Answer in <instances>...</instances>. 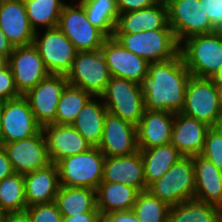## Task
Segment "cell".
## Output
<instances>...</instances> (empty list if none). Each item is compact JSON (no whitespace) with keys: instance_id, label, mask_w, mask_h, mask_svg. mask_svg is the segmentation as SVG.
I'll return each mask as SVG.
<instances>
[{"instance_id":"1","label":"cell","mask_w":222,"mask_h":222,"mask_svg":"<svg viewBox=\"0 0 222 222\" xmlns=\"http://www.w3.org/2000/svg\"><path fill=\"white\" fill-rule=\"evenodd\" d=\"M190 76L181 54L173 59L149 62L148 74L139 83L145 109L181 112Z\"/></svg>"},{"instance_id":"2","label":"cell","mask_w":222,"mask_h":222,"mask_svg":"<svg viewBox=\"0 0 222 222\" xmlns=\"http://www.w3.org/2000/svg\"><path fill=\"white\" fill-rule=\"evenodd\" d=\"M180 54L192 76L211 78L222 66V31L189 37L180 44Z\"/></svg>"},{"instance_id":"3","label":"cell","mask_w":222,"mask_h":222,"mask_svg":"<svg viewBox=\"0 0 222 222\" xmlns=\"http://www.w3.org/2000/svg\"><path fill=\"white\" fill-rule=\"evenodd\" d=\"M105 159L98 147H91L83 153L60 159L56 163L60 185L96 190L102 182Z\"/></svg>"},{"instance_id":"4","label":"cell","mask_w":222,"mask_h":222,"mask_svg":"<svg viewBox=\"0 0 222 222\" xmlns=\"http://www.w3.org/2000/svg\"><path fill=\"white\" fill-rule=\"evenodd\" d=\"M114 37L125 49L148 62L173 59L180 54V44L172 30L114 33Z\"/></svg>"},{"instance_id":"5","label":"cell","mask_w":222,"mask_h":222,"mask_svg":"<svg viewBox=\"0 0 222 222\" xmlns=\"http://www.w3.org/2000/svg\"><path fill=\"white\" fill-rule=\"evenodd\" d=\"M58 28L73 43L77 51L101 49L107 36L88 20L83 5L68 0L59 17Z\"/></svg>"},{"instance_id":"6","label":"cell","mask_w":222,"mask_h":222,"mask_svg":"<svg viewBox=\"0 0 222 222\" xmlns=\"http://www.w3.org/2000/svg\"><path fill=\"white\" fill-rule=\"evenodd\" d=\"M147 190L169 206L194 199L195 178L192 157L180 158Z\"/></svg>"},{"instance_id":"7","label":"cell","mask_w":222,"mask_h":222,"mask_svg":"<svg viewBox=\"0 0 222 222\" xmlns=\"http://www.w3.org/2000/svg\"><path fill=\"white\" fill-rule=\"evenodd\" d=\"M111 73L101 49L78 51L66 78L68 84L86 90L93 96H101Z\"/></svg>"},{"instance_id":"8","label":"cell","mask_w":222,"mask_h":222,"mask_svg":"<svg viewBox=\"0 0 222 222\" xmlns=\"http://www.w3.org/2000/svg\"><path fill=\"white\" fill-rule=\"evenodd\" d=\"M101 98L109 113L135 125L145 111L140 84L126 79L112 76Z\"/></svg>"},{"instance_id":"9","label":"cell","mask_w":222,"mask_h":222,"mask_svg":"<svg viewBox=\"0 0 222 222\" xmlns=\"http://www.w3.org/2000/svg\"><path fill=\"white\" fill-rule=\"evenodd\" d=\"M181 113L216 127L222 119L218 87L210 78L190 76L185 90V104Z\"/></svg>"},{"instance_id":"10","label":"cell","mask_w":222,"mask_h":222,"mask_svg":"<svg viewBox=\"0 0 222 222\" xmlns=\"http://www.w3.org/2000/svg\"><path fill=\"white\" fill-rule=\"evenodd\" d=\"M33 45L46 69L55 75H67L78 52L58 27L36 31Z\"/></svg>"},{"instance_id":"11","label":"cell","mask_w":222,"mask_h":222,"mask_svg":"<svg viewBox=\"0 0 222 222\" xmlns=\"http://www.w3.org/2000/svg\"><path fill=\"white\" fill-rule=\"evenodd\" d=\"M0 111L1 145L32 137L42 130L24 95L7 101H1Z\"/></svg>"},{"instance_id":"12","label":"cell","mask_w":222,"mask_h":222,"mask_svg":"<svg viewBox=\"0 0 222 222\" xmlns=\"http://www.w3.org/2000/svg\"><path fill=\"white\" fill-rule=\"evenodd\" d=\"M167 7L169 26L179 44L189 37L216 31L200 0H173Z\"/></svg>"},{"instance_id":"13","label":"cell","mask_w":222,"mask_h":222,"mask_svg":"<svg viewBox=\"0 0 222 222\" xmlns=\"http://www.w3.org/2000/svg\"><path fill=\"white\" fill-rule=\"evenodd\" d=\"M7 65L13 74L16 89L21 95H25L50 75L33 44L14 47L13 52L8 57Z\"/></svg>"},{"instance_id":"14","label":"cell","mask_w":222,"mask_h":222,"mask_svg":"<svg viewBox=\"0 0 222 222\" xmlns=\"http://www.w3.org/2000/svg\"><path fill=\"white\" fill-rule=\"evenodd\" d=\"M2 146L15 173L26 174L52 164L42 130L37 135Z\"/></svg>"},{"instance_id":"15","label":"cell","mask_w":222,"mask_h":222,"mask_svg":"<svg viewBox=\"0 0 222 222\" xmlns=\"http://www.w3.org/2000/svg\"><path fill=\"white\" fill-rule=\"evenodd\" d=\"M67 85L66 75L50 74L24 95L41 127L55 123L57 105Z\"/></svg>"},{"instance_id":"16","label":"cell","mask_w":222,"mask_h":222,"mask_svg":"<svg viewBox=\"0 0 222 222\" xmlns=\"http://www.w3.org/2000/svg\"><path fill=\"white\" fill-rule=\"evenodd\" d=\"M101 50L111 76L139 84L148 74L149 62L125 49L114 36L105 39Z\"/></svg>"},{"instance_id":"17","label":"cell","mask_w":222,"mask_h":222,"mask_svg":"<svg viewBox=\"0 0 222 222\" xmlns=\"http://www.w3.org/2000/svg\"><path fill=\"white\" fill-rule=\"evenodd\" d=\"M98 148L105 157L134 154L138 149L137 126L107 112Z\"/></svg>"},{"instance_id":"18","label":"cell","mask_w":222,"mask_h":222,"mask_svg":"<svg viewBox=\"0 0 222 222\" xmlns=\"http://www.w3.org/2000/svg\"><path fill=\"white\" fill-rule=\"evenodd\" d=\"M0 28L13 47L33 44L31 27L24 0H0Z\"/></svg>"},{"instance_id":"19","label":"cell","mask_w":222,"mask_h":222,"mask_svg":"<svg viewBox=\"0 0 222 222\" xmlns=\"http://www.w3.org/2000/svg\"><path fill=\"white\" fill-rule=\"evenodd\" d=\"M52 163L89 150L91 144L70 124H48L42 127Z\"/></svg>"},{"instance_id":"20","label":"cell","mask_w":222,"mask_h":222,"mask_svg":"<svg viewBox=\"0 0 222 222\" xmlns=\"http://www.w3.org/2000/svg\"><path fill=\"white\" fill-rule=\"evenodd\" d=\"M210 126L181 112L175 113L171 144L185 157L201 154Z\"/></svg>"},{"instance_id":"21","label":"cell","mask_w":222,"mask_h":222,"mask_svg":"<svg viewBox=\"0 0 222 222\" xmlns=\"http://www.w3.org/2000/svg\"><path fill=\"white\" fill-rule=\"evenodd\" d=\"M175 113L146 110L137 126L138 149H149L171 142Z\"/></svg>"},{"instance_id":"22","label":"cell","mask_w":222,"mask_h":222,"mask_svg":"<svg viewBox=\"0 0 222 222\" xmlns=\"http://www.w3.org/2000/svg\"><path fill=\"white\" fill-rule=\"evenodd\" d=\"M102 182L123 183L137 188L140 192L146 191L148 188L140 151L130 155L106 157Z\"/></svg>"},{"instance_id":"23","label":"cell","mask_w":222,"mask_h":222,"mask_svg":"<svg viewBox=\"0 0 222 222\" xmlns=\"http://www.w3.org/2000/svg\"><path fill=\"white\" fill-rule=\"evenodd\" d=\"M172 30L169 26L168 7L155 4L144 9L120 13L114 33Z\"/></svg>"},{"instance_id":"24","label":"cell","mask_w":222,"mask_h":222,"mask_svg":"<svg viewBox=\"0 0 222 222\" xmlns=\"http://www.w3.org/2000/svg\"><path fill=\"white\" fill-rule=\"evenodd\" d=\"M195 197L222 210V171L202 155L192 157Z\"/></svg>"},{"instance_id":"25","label":"cell","mask_w":222,"mask_h":222,"mask_svg":"<svg viewBox=\"0 0 222 222\" xmlns=\"http://www.w3.org/2000/svg\"><path fill=\"white\" fill-rule=\"evenodd\" d=\"M27 207L34 204L51 203L60 188L58 167L55 163L23 174Z\"/></svg>"},{"instance_id":"26","label":"cell","mask_w":222,"mask_h":222,"mask_svg":"<svg viewBox=\"0 0 222 222\" xmlns=\"http://www.w3.org/2000/svg\"><path fill=\"white\" fill-rule=\"evenodd\" d=\"M140 191L123 183L101 182L96 189L97 209L101 215L132 210Z\"/></svg>"},{"instance_id":"27","label":"cell","mask_w":222,"mask_h":222,"mask_svg":"<svg viewBox=\"0 0 222 222\" xmlns=\"http://www.w3.org/2000/svg\"><path fill=\"white\" fill-rule=\"evenodd\" d=\"M107 109L101 96H93L71 124L92 147L101 142Z\"/></svg>"},{"instance_id":"28","label":"cell","mask_w":222,"mask_h":222,"mask_svg":"<svg viewBox=\"0 0 222 222\" xmlns=\"http://www.w3.org/2000/svg\"><path fill=\"white\" fill-rule=\"evenodd\" d=\"M54 202L62 217H70L85 212H99L96 190L89 187L60 185Z\"/></svg>"},{"instance_id":"29","label":"cell","mask_w":222,"mask_h":222,"mask_svg":"<svg viewBox=\"0 0 222 222\" xmlns=\"http://www.w3.org/2000/svg\"><path fill=\"white\" fill-rule=\"evenodd\" d=\"M143 161L144 179L148 188L159 180L183 156L171 143L149 149H139Z\"/></svg>"},{"instance_id":"30","label":"cell","mask_w":222,"mask_h":222,"mask_svg":"<svg viewBox=\"0 0 222 222\" xmlns=\"http://www.w3.org/2000/svg\"><path fill=\"white\" fill-rule=\"evenodd\" d=\"M221 215L219 207L191 199L170 206L168 222H219Z\"/></svg>"},{"instance_id":"31","label":"cell","mask_w":222,"mask_h":222,"mask_svg":"<svg viewBox=\"0 0 222 222\" xmlns=\"http://www.w3.org/2000/svg\"><path fill=\"white\" fill-rule=\"evenodd\" d=\"M68 0H24L34 31L58 27L63 6Z\"/></svg>"},{"instance_id":"32","label":"cell","mask_w":222,"mask_h":222,"mask_svg":"<svg viewBox=\"0 0 222 222\" xmlns=\"http://www.w3.org/2000/svg\"><path fill=\"white\" fill-rule=\"evenodd\" d=\"M88 20L107 37H113L120 14L116 0H80Z\"/></svg>"},{"instance_id":"33","label":"cell","mask_w":222,"mask_h":222,"mask_svg":"<svg viewBox=\"0 0 222 222\" xmlns=\"http://www.w3.org/2000/svg\"><path fill=\"white\" fill-rule=\"evenodd\" d=\"M27 208L23 174L13 173L0 181V210L4 213L24 212Z\"/></svg>"},{"instance_id":"34","label":"cell","mask_w":222,"mask_h":222,"mask_svg":"<svg viewBox=\"0 0 222 222\" xmlns=\"http://www.w3.org/2000/svg\"><path fill=\"white\" fill-rule=\"evenodd\" d=\"M93 97L92 94L71 85L63 90L55 115V124H72L78 113Z\"/></svg>"},{"instance_id":"35","label":"cell","mask_w":222,"mask_h":222,"mask_svg":"<svg viewBox=\"0 0 222 222\" xmlns=\"http://www.w3.org/2000/svg\"><path fill=\"white\" fill-rule=\"evenodd\" d=\"M170 206L148 190L138 194L133 212L140 222H168Z\"/></svg>"},{"instance_id":"36","label":"cell","mask_w":222,"mask_h":222,"mask_svg":"<svg viewBox=\"0 0 222 222\" xmlns=\"http://www.w3.org/2000/svg\"><path fill=\"white\" fill-rule=\"evenodd\" d=\"M200 155L222 171V132L217 127H210L208 130Z\"/></svg>"},{"instance_id":"37","label":"cell","mask_w":222,"mask_h":222,"mask_svg":"<svg viewBox=\"0 0 222 222\" xmlns=\"http://www.w3.org/2000/svg\"><path fill=\"white\" fill-rule=\"evenodd\" d=\"M32 222H62V214L59 212L55 202L34 204L25 210Z\"/></svg>"},{"instance_id":"38","label":"cell","mask_w":222,"mask_h":222,"mask_svg":"<svg viewBox=\"0 0 222 222\" xmlns=\"http://www.w3.org/2000/svg\"><path fill=\"white\" fill-rule=\"evenodd\" d=\"M20 96L21 94L16 89L11 69L7 65L0 70V102Z\"/></svg>"},{"instance_id":"39","label":"cell","mask_w":222,"mask_h":222,"mask_svg":"<svg viewBox=\"0 0 222 222\" xmlns=\"http://www.w3.org/2000/svg\"><path fill=\"white\" fill-rule=\"evenodd\" d=\"M203 2L205 14L209 17L212 27L222 31V0H200Z\"/></svg>"},{"instance_id":"40","label":"cell","mask_w":222,"mask_h":222,"mask_svg":"<svg viewBox=\"0 0 222 222\" xmlns=\"http://www.w3.org/2000/svg\"><path fill=\"white\" fill-rule=\"evenodd\" d=\"M120 13L137 11L155 5L153 0H116Z\"/></svg>"},{"instance_id":"41","label":"cell","mask_w":222,"mask_h":222,"mask_svg":"<svg viewBox=\"0 0 222 222\" xmlns=\"http://www.w3.org/2000/svg\"><path fill=\"white\" fill-rule=\"evenodd\" d=\"M102 222H140L133 210L114 211L102 215Z\"/></svg>"},{"instance_id":"42","label":"cell","mask_w":222,"mask_h":222,"mask_svg":"<svg viewBox=\"0 0 222 222\" xmlns=\"http://www.w3.org/2000/svg\"><path fill=\"white\" fill-rule=\"evenodd\" d=\"M62 222H102L100 212H85L70 217H63Z\"/></svg>"},{"instance_id":"43","label":"cell","mask_w":222,"mask_h":222,"mask_svg":"<svg viewBox=\"0 0 222 222\" xmlns=\"http://www.w3.org/2000/svg\"><path fill=\"white\" fill-rule=\"evenodd\" d=\"M14 172L11 161L4 147L0 144V181L12 175Z\"/></svg>"},{"instance_id":"44","label":"cell","mask_w":222,"mask_h":222,"mask_svg":"<svg viewBox=\"0 0 222 222\" xmlns=\"http://www.w3.org/2000/svg\"><path fill=\"white\" fill-rule=\"evenodd\" d=\"M2 222H32V219L29 214L24 211L4 214Z\"/></svg>"},{"instance_id":"45","label":"cell","mask_w":222,"mask_h":222,"mask_svg":"<svg viewBox=\"0 0 222 222\" xmlns=\"http://www.w3.org/2000/svg\"><path fill=\"white\" fill-rule=\"evenodd\" d=\"M13 50V45L9 42L8 38L0 28V54L4 55L8 59Z\"/></svg>"},{"instance_id":"46","label":"cell","mask_w":222,"mask_h":222,"mask_svg":"<svg viewBox=\"0 0 222 222\" xmlns=\"http://www.w3.org/2000/svg\"><path fill=\"white\" fill-rule=\"evenodd\" d=\"M217 87H222V66L210 78Z\"/></svg>"},{"instance_id":"47","label":"cell","mask_w":222,"mask_h":222,"mask_svg":"<svg viewBox=\"0 0 222 222\" xmlns=\"http://www.w3.org/2000/svg\"><path fill=\"white\" fill-rule=\"evenodd\" d=\"M7 63H8V59L4 55L0 54V70L4 68L5 66H7Z\"/></svg>"},{"instance_id":"48","label":"cell","mask_w":222,"mask_h":222,"mask_svg":"<svg viewBox=\"0 0 222 222\" xmlns=\"http://www.w3.org/2000/svg\"><path fill=\"white\" fill-rule=\"evenodd\" d=\"M218 100H219V107L222 117V87H218Z\"/></svg>"},{"instance_id":"49","label":"cell","mask_w":222,"mask_h":222,"mask_svg":"<svg viewBox=\"0 0 222 222\" xmlns=\"http://www.w3.org/2000/svg\"><path fill=\"white\" fill-rule=\"evenodd\" d=\"M155 4L168 6L173 0H153Z\"/></svg>"},{"instance_id":"50","label":"cell","mask_w":222,"mask_h":222,"mask_svg":"<svg viewBox=\"0 0 222 222\" xmlns=\"http://www.w3.org/2000/svg\"><path fill=\"white\" fill-rule=\"evenodd\" d=\"M216 127L222 132V119L219 121Z\"/></svg>"},{"instance_id":"51","label":"cell","mask_w":222,"mask_h":222,"mask_svg":"<svg viewBox=\"0 0 222 222\" xmlns=\"http://www.w3.org/2000/svg\"><path fill=\"white\" fill-rule=\"evenodd\" d=\"M3 216H4V213L0 210V222H2Z\"/></svg>"},{"instance_id":"52","label":"cell","mask_w":222,"mask_h":222,"mask_svg":"<svg viewBox=\"0 0 222 222\" xmlns=\"http://www.w3.org/2000/svg\"><path fill=\"white\" fill-rule=\"evenodd\" d=\"M0 139H1V111H0Z\"/></svg>"}]
</instances>
